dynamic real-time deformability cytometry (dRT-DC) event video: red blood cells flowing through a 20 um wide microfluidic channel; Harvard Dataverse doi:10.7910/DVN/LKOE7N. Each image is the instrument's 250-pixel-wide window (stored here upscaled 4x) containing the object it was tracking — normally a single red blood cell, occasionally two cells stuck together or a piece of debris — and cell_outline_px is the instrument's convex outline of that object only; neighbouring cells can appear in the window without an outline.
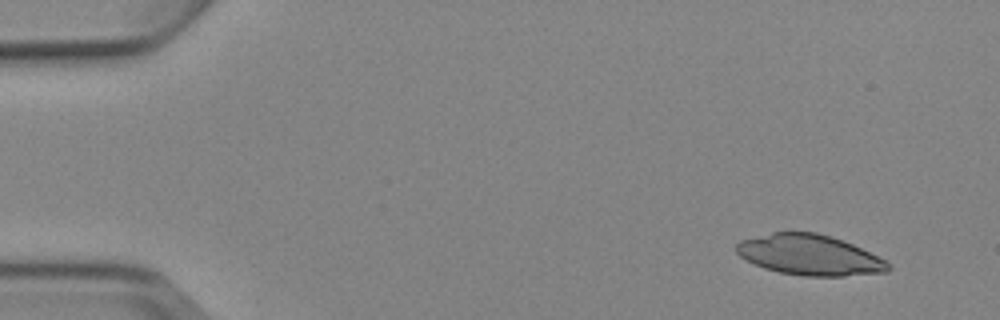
{"species": "Egyptian fruit bat (a non-hibernating species)", "species_latin": "Rousettus aegyptiacus", "temperature_condition": "cold", "stored_images_in_passage": 4, "camera_frame_rate_fps": 3000, "um_per_image_px": 0.085, "animal": {"sex": "female"}, "frame": {"image": 1, "passage_image": 1, "time_ms": 0.0, "image_size_px": [1000, 320], "cell_outline_px": [[892, 268], [888, 272], [844, 276], [804, 276], [780, 272], [764, 268], [740, 256], [736, 252], [736, 244], [740, 240], [772, 232], [816, 232], [832, 236], [852, 244], [884, 260]], "centroid_in_image_um": [68.8, 21.67], "position_along_channel_um": 16.2, "area_um2": 35.6}}